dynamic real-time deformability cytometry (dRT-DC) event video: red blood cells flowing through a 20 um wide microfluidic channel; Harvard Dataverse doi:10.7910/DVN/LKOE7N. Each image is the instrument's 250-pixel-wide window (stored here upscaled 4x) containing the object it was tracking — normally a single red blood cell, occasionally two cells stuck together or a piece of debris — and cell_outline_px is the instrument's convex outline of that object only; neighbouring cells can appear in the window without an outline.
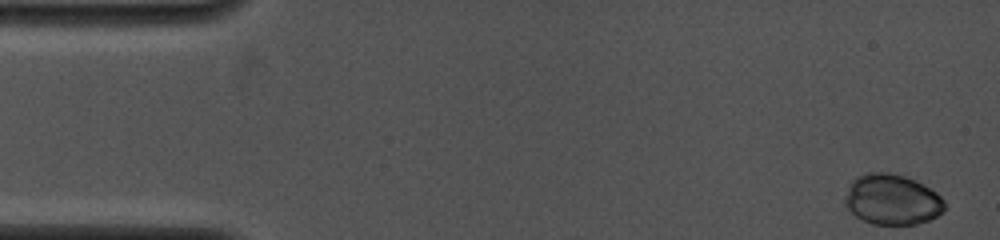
{"species": "common noctule bat (a hibernating species)", "species_latin": "Nyctalus noctula", "temperature_condition": "cold", "stored_images_in_passage": 6, "camera_frame_rate_fps": 4000, "um_per_image_px": 0.085, "animal": {"sex": "female", "body_mass_g": 19.0, "forearm_length_mm": 53.3}, "frame": {"image": 1, "passage_image": 1, "time_ms": 0.0, "image_size_px": [1000, 240], "cell_outline_px": [[944, 212], [928, 220], [916, 224], [872, 224], [856, 216], [844, 204], [844, 196], [848, 184], [856, 176], [868, 172], [888, 172], [904, 176], [936, 192], [944, 200]], "centroid_in_image_um": [75.78, 16.96], "position_along_channel_um": 9.2, "area_um2": 29.25}}